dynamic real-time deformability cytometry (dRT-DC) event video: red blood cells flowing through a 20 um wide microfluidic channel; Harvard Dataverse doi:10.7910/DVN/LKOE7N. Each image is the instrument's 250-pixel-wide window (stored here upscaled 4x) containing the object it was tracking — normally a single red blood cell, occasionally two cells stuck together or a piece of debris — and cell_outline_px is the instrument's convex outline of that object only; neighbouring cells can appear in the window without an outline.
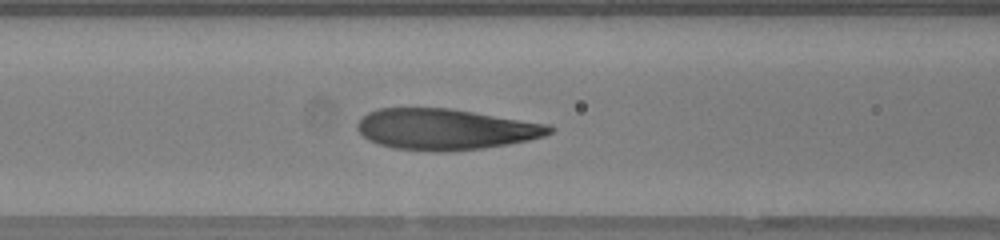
{"species": "human", "species_latin": "Homo sapiens", "temperature_condition": "warm", "stored_images_in_passage": 44, "camera_frame_rate_fps": 3000, "um_per_image_px": 0.085, "donor": {"sex": "female"}, "frame": {"image": 1, "passage_image": 17, "time_ms": 5.333, "image_size_px": [1000, 240], "cell_outline_px": [[556, 128], [552, 132], [544, 136], [528, 140], [508, 144], [480, 148], [444, 152], [432, 152], [396, 148], [380, 144], [368, 140], [356, 128], [356, 124], [368, 112], [376, 108], [452, 108], [548, 124]], "centroid_in_image_um": [37.87, 10.98], "position_along_channel_um": 128.7, "area_um2": 45.89}}
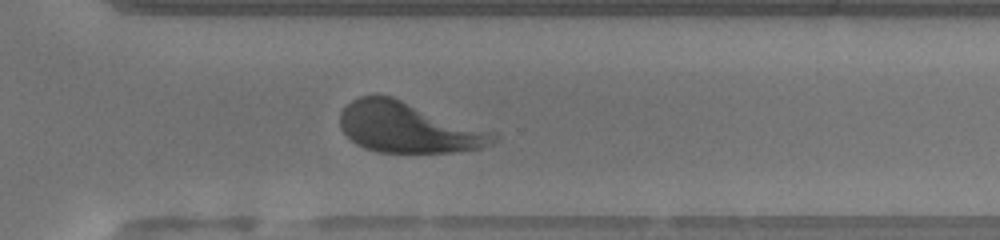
{"frame": {"image": 2, "passage_image": 32, "time_ms": 10.333, "image_size_px": [1000, 240], "cell_outline_px": [[500, 136], [492, 144], [480, 148], [452, 152], [376, 152], [364, 148], [356, 144], [340, 128], [340, 112], [352, 100], [360, 96], [392, 96], [500, 132]], "centroid_in_image_um": [34.79, 10.84], "position_along_channel_um": 335.8, "area_um2": 45.72}}
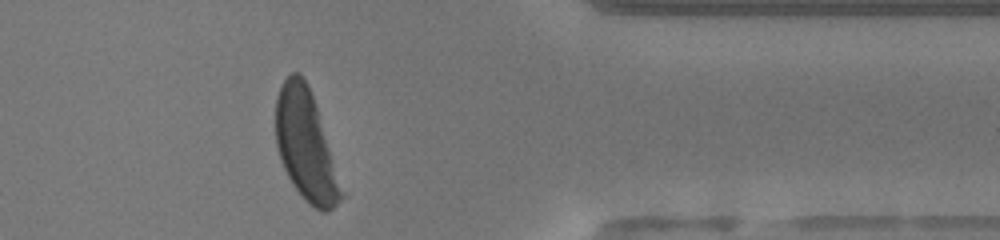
{"frame": {"image": 3, "passage_image": 37, "time_ms": 12.0, "image_size_px": [1000, 240], "cell_outline_px": [[348, 196], [328, 212], [320, 212], [308, 204], [296, 188], [288, 176], [284, 168], [276, 144], [276, 96], [284, 80], [292, 72], [300, 72], [308, 84]], "centroid_in_image_um": [26.06, 12.43], "position_along_channel_um": 385.3, "area_um2": 42.66}, "authors_computed_cell_mechanics": {"area_um2": 45.7198, "velocity_mm_per_s": 4.1484, "shape_relaxation_time_tau1_ms": 2.9677, "shape_relaxation_time_tau2_ms": 0.7905, "deformation_change_tau1": 0.1872, "deformation_change_tau2": 0.0817}}